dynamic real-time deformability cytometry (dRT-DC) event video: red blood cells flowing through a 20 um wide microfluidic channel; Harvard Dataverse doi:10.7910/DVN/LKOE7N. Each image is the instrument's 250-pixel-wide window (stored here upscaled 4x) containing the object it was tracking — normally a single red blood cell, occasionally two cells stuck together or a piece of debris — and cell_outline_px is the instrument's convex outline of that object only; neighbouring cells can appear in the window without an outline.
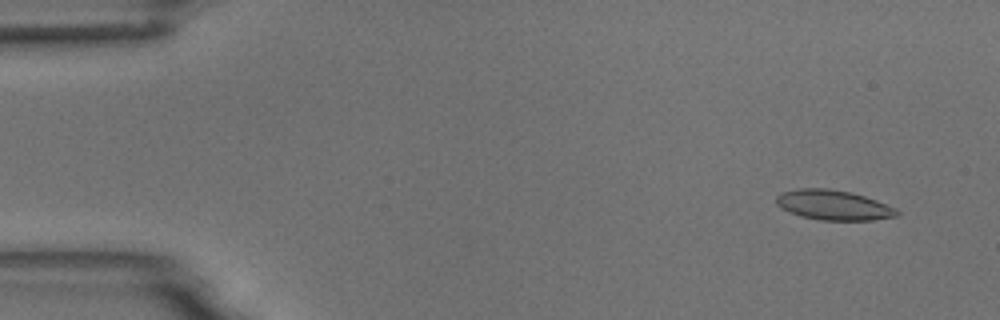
{"species": "common noctule bat (a hibernating species)", "species_latin": "Nyctalus noctula", "temperature_condition": "room temperature", "stored_images_in_passage": 54, "camera_frame_rate_fps": 3000, "um_per_image_px": 0.085, "animal": {"sex": "male", "body_mass_g": 18.8}, "frame": {"image": 1, "passage_image": 4, "time_ms": 1.0, "image_size_px": [1000, 320], "cell_outline_px": [[900, 212], [896, 216], [872, 220], [820, 220], [800, 216], [788, 212], [780, 208], [776, 204], [776, 196], [780, 192], [800, 188], [828, 188], [848, 192], [864, 196], [876, 200], [896, 208]], "centroid_in_image_um": [70.8, 17.43], "position_along_channel_um": 14.2, "area_um2": 21.1}}
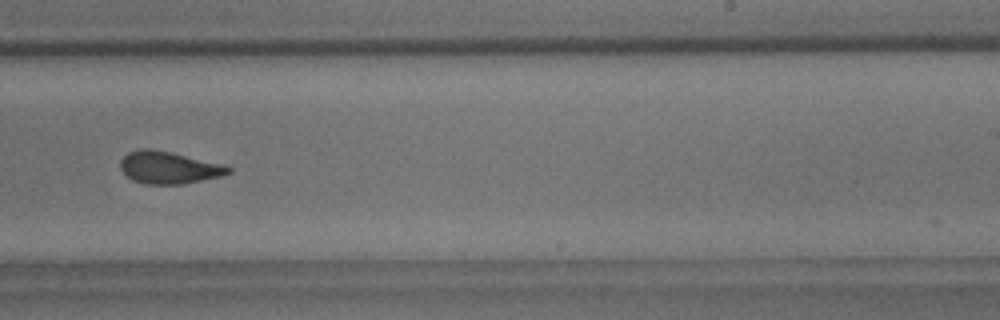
{"frame": {"image": 2, "passage_image": 34, "time_ms": 11.0, "image_size_px": [1000, 320], "cell_outline_px": [[232, 172], [220, 176], [184, 184], [144, 184], [132, 180], [120, 168], [120, 160], [128, 152], [140, 148], [152, 148], [172, 152], [220, 164], [232, 168]], "centroid_in_image_um": [14.31, 14.24], "position_along_channel_um": 274.7, "area_um2": 20.23}}
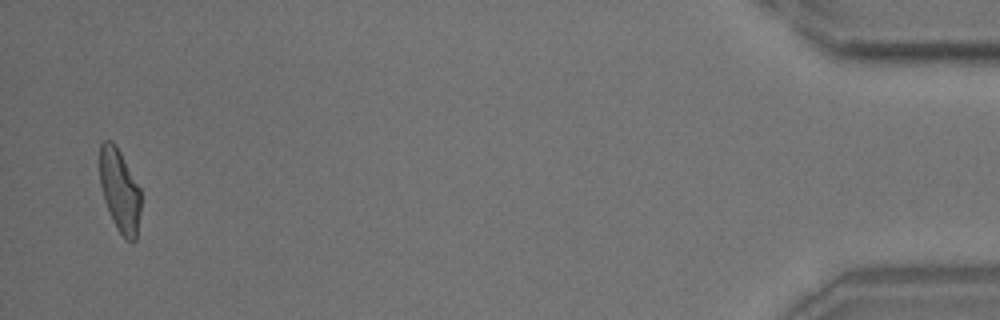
{"frame": {"image": 3, "passage_image": 53, "time_ms": 17.333, "image_size_px": [1000, 320], "cell_outline_px": [[140, 212], [136, 240], [132, 244], [124, 240], [116, 228], [112, 220], [104, 200], [100, 184], [100, 144], [104, 140], [112, 140], [116, 144], [140, 188]], "centroid_in_image_um": [10.18, 16.24], "position_along_channel_um": 425.0, "area_um2": 20.11}, "authors_computed_cell_mechanics": {"area_um2": 20.6924, "velocity_mm_per_s": 3.7208, "shape_relaxation_time_tau1_ms": 9.9021, "shape_relaxation_time_tau2_ms": 1.6725, "deformation_change_tau1": 0.2355, "deformation_change_tau2": 0.0912}}